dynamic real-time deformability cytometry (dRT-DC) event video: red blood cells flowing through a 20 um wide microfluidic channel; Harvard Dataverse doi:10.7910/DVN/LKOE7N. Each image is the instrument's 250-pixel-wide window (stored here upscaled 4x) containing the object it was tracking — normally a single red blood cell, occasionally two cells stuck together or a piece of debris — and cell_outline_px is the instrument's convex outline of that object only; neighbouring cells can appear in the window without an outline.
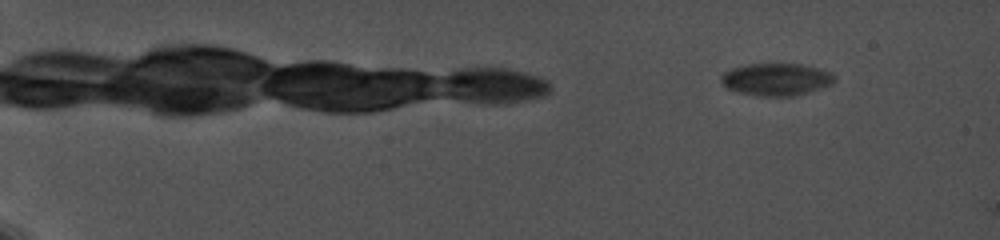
{"species": "common noctule bat (a hibernating species)", "species_latin": "Nyctalus noctula", "temperature_condition": "cold", "stored_images_in_passage": 8, "camera_frame_rate_fps": 5000, "um_per_image_px": 0.085, "animal": {"sex": "female", "body_mass_g": 19.0, "forearm_length_mm": 56.7}, "frame": {"image": 1, "passage_image": 6, "time_ms": 2.2, "image_size_px": [1000, 240], "cell_outline_px": [[836, 80], [832, 84], [820, 88], [792, 96], [756, 96], [740, 92], [728, 88], [720, 80], [720, 76], [724, 72], [732, 68], [748, 64], [800, 64], [832, 72], [836, 76]], "centroid_in_image_um": [65.99, 6.74], "position_along_channel_um": 19.0, "area_um2": 21.21}}